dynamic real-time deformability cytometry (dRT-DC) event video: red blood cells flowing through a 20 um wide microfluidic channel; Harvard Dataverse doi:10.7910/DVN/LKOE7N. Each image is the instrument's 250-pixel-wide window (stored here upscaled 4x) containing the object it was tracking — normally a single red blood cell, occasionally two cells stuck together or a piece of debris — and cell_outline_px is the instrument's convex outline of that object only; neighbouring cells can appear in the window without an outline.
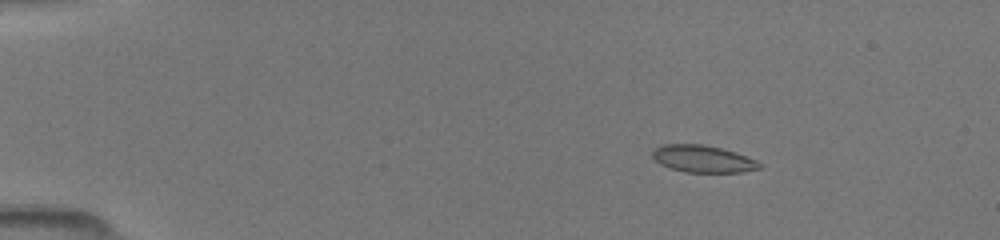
{"species": "common noctule bat (a hibernating species)", "species_latin": "Nyctalus noctula", "temperature_condition": "room temperature", "stored_images_in_passage": 8, "camera_frame_rate_fps": 3000, "um_per_image_px": 0.085, "animal": {"sex": "female", "body_mass_g": 19.5, "forearm_length_mm": 54.1}, "frame": {"image": 1, "passage_image": 3, "time_ms": 1.667, "image_size_px": [1000, 240], "cell_outline_px": [[760, 168], [744, 172], [684, 172], [660, 164], [652, 156], [652, 152], [656, 148], [664, 144], [700, 144], [720, 148], [736, 152], [756, 160], [760, 164]], "centroid_in_image_um": [59.75, 13.5], "position_along_channel_um": 25.3, "area_um2": 16.7}}
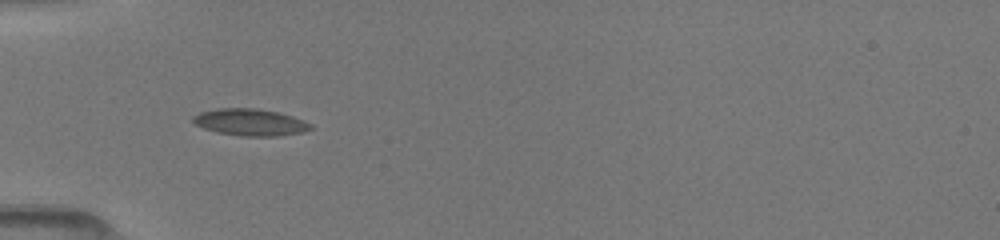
{"frame": {"image": 2, "passage_image": 7, "time_ms": 4.667, "image_size_px": [1000, 240], "cell_outline_px": [[312, 128], [300, 132], [276, 136], [244, 136], [216, 132], [204, 128], [196, 124], [192, 120], [192, 116], [200, 112], [220, 108], [252, 108], [276, 112], [292, 116], [312, 124]], "centroid_in_image_um": [21.23, 10.39], "position_along_channel_um": 63.8, "area_um2": 18.09}}